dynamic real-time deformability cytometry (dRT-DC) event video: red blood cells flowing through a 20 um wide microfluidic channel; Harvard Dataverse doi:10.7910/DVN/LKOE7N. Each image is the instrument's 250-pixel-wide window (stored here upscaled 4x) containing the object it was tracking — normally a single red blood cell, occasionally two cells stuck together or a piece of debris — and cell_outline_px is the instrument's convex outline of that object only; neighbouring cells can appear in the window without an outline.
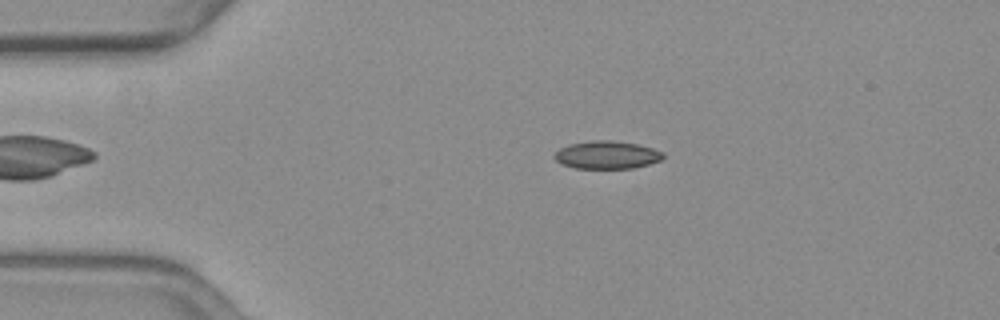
{"species": "common noctule bat (a hibernating species)", "species_latin": "Nyctalus noctula", "temperature_condition": "warm", "stored_images_in_passage": 45, "camera_frame_rate_fps": 3000, "um_per_image_px": 0.085, "animal": {"sex": "female", "body_mass_g": 19.3, "forearm_length_mm": 54.1}, "frame": {"image": 1, "passage_image": 9, "time_ms": 2.667, "image_size_px": [1000, 320], "cell_outline_px": [[664, 156], [660, 160], [648, 164], [632, 168], [576, 168], [560, 164], [552, 156], [560, 148], [568, 144], [592, 140], [616, 140], [636, 144], [652, 148], [664, 152]], "centroid_in_image_um": [51.55, 13.16], "position_along_channel_um": 33.4, "area_um2": 17.69}}
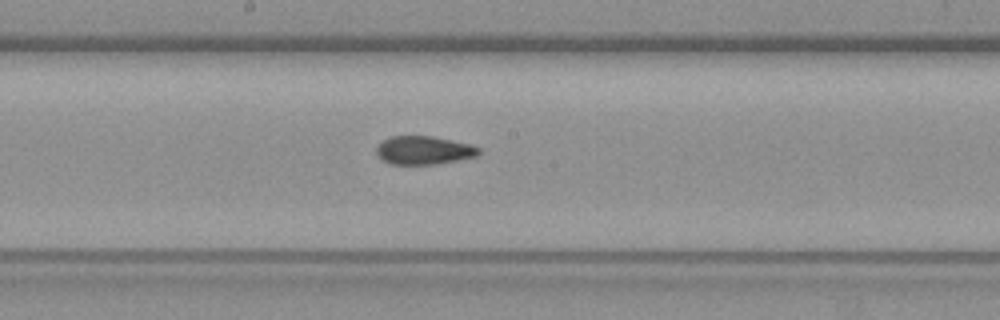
{"frame": {"image": 2, "passage_image": 27, "time_ms": 8.667, "image_size_px": [1000, 320], "cell_outline_px": [[480, 152], [476, 156], [436, 164], [392, 164], [384, 160], [376, 152], [376, 148], [388, 136], [432, 136], [452, 140], [468, 144], [480, 148]], "centroid_in_image_um": [36.02, 12.76], "position_along_channel_um": 212.2, "area_um2": 16.65}}
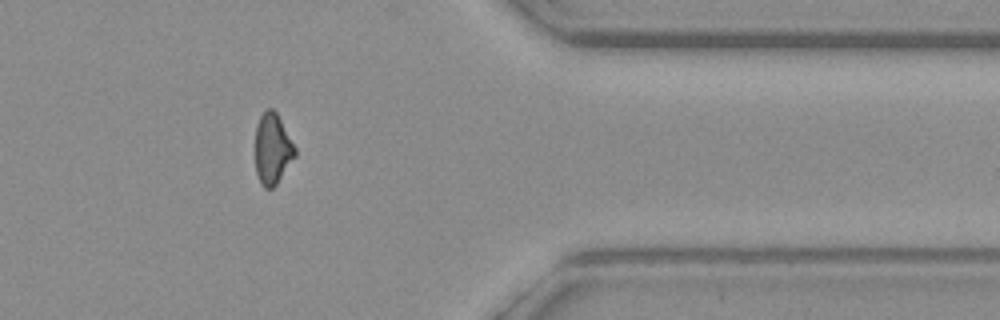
{"frame": {"image": 3, "passage_image": 43, "time_ms": 14.0, "image_size_px": [1000, 320], "cell_outline_px": [[296, 156], [276, 184], [272, 188], [264, 188], [260, 184], [256, 172], [256, 128], [260, 116], [268, 108], [272, 108], [276, 112], [296, 148]], "centroid_in_image_um": [23.16, 12.67], "position_along_channel_um": 388.2, "area_um2": 16.24}, "authors_computed_cell_mechanics": {"area_um2": 17.34, "velocity_mm_per_s": 3.6862, "shape_relaxation_time_tau1_ms": 5.5794, "shape_relaxation_time_tau2_ms": 1.2462, "deformation_change_tau1": 0.1539, "deformation_change_tau2": 0.0713}}